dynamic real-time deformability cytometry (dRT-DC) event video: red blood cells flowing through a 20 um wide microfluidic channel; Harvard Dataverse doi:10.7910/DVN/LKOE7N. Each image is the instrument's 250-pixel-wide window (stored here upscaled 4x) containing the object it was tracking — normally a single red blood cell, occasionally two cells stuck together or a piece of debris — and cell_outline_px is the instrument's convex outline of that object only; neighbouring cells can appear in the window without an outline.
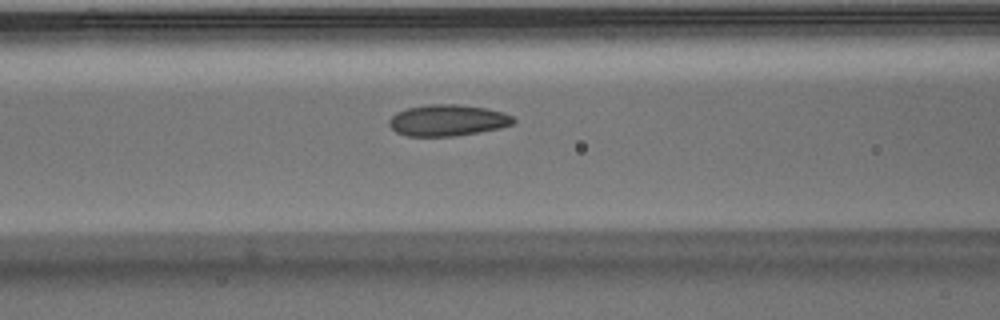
{"species": "Egyptian fruit bat (a non-hibernating species)", "species_latin": "Rousettus aegyptiacus", "temperature_condition": "warm", "stored_images_in_passage": 44, "camera_frame_rate_fps": 3000, "um_per_image_px": 0.085, "animal": {"sex": "male"}, "frame": {"image": 1, "passage_image": 18, "time_ms": 5.667, "image_size_px": [1000, 320], "cell_outline_px": [[516, 120], [512, 124], [500, 128], [480, 132], [456, 136], [408, 136], [396, 132], [388, 124], [388, 120], [396, 112], [408, 108], [428, 104], [456, 104], [484, 108], [504, 112], [512, 116]], "centroid_in_image_um": [38.04, 10.23], "position_along_channel_um": 128.6, "area_um2": 22.72}}
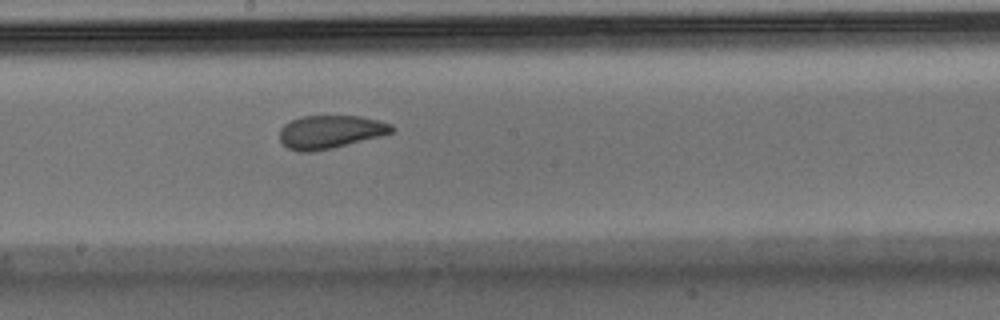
{"frame": {"image": 2, "passage_image": 25, "time_ms": 8.0, "image_size_px": [1000, 320], "cell_outline_px": [[396, 128], [392, 132], [380, 136], [332, 148], [312, 152], [300, 152], [288, 148], [280, 140], [280, 128], [284, 124], [300, 116], [360, 116], [392, 124]], "centroid_in_image_um": [28.06, 11.21], "position_along_channel_um": 220.1, "area_um2": 21.62}}
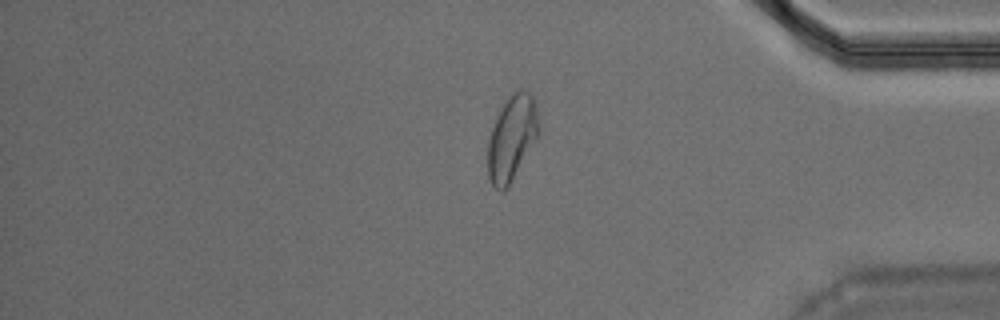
{"frame": {"image": 3, "passage_image": 40, "time_ms": 13.0, "image_size_px": [1000, 320], "cell_outline_px": [[540, 132], [508, 188], [500, 192], [492, 184], [488, 176], [488, 140], [492, 128], [500, 108], [508, 96], [512, 92], [520, 88], [528, 92], [532, 96], [540, 128]], "centroid_in_image_um": [43.5, 11.73], "position_along_channel_um": 391.7, "area_um2": 25.14}, "authors_computed_cell_mechanics": {"area_um2": 22.1952, "velocity_mm_per_s": 3.9245, "shape_relaxation_time_tau1_ms": null, "shape_relaxation_time_tau2_ms": 1.4577, "deformation_change_tau1": null, "deformation_change_tau2": 0.0781}}